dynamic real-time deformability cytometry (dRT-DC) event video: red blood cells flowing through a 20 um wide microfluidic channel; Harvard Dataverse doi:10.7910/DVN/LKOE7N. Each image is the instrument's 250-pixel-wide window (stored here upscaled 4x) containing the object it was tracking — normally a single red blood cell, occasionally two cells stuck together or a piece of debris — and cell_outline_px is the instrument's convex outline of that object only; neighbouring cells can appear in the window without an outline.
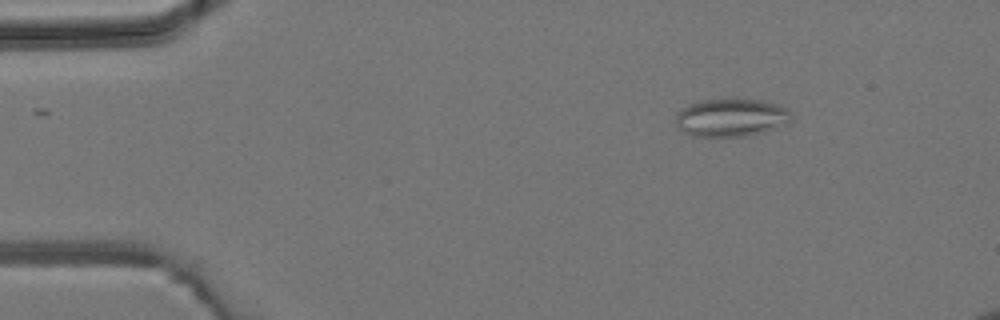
{"species": "common noctule bat (a hibernating species)", "species_latin": "Nyctalus noctula", "temperature_condition": "room temperature", "stored_images_in_passage": 5, "camera_frame_rate_fps": 3000, "um_per_image_px": 0.085, "animal": {"sex": "male", "body_mass_g": 19.2, "forearm_length_mm": 51.8}, "frame": {"image": 1, "passage_image": 2, "time_ms": 2.0, "image_size_px": [1000, 320], "cell_outline_px": [[792, 120], [788, 124], [764, 132], [748, 136], [692, 136], [684, 132], [676, 124], [676, 116], [680, 108], [700, 100], [732, 96], [736, 96], [760, 100], [780, 104], [788, 108], [792, 112]], "centroid_in_image_um": [62.2, 9.94], "position_along_channel_um": 22.8, "area_um2": 26.65}}